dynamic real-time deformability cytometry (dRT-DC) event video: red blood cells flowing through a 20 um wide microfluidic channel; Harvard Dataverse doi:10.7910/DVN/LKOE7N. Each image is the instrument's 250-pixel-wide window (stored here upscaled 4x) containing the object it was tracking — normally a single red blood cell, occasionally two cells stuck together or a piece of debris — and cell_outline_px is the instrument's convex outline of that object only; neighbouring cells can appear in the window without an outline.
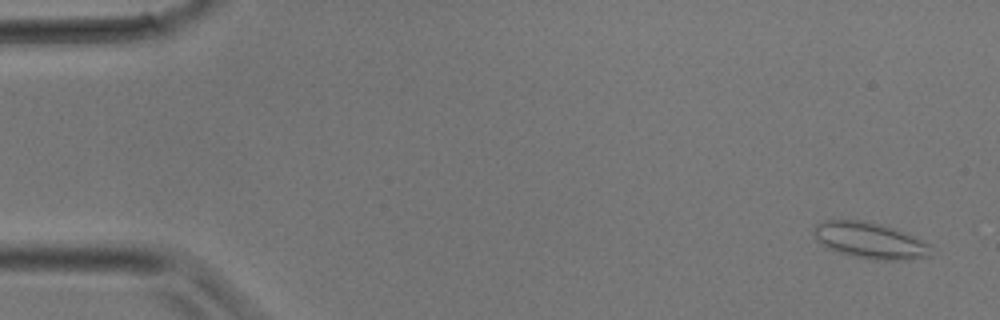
{"species": "common noctule bat (a hibernating species)", "species_latin": "Nyctalus noctula", "temperature_condition": "room temperature", "stored_images_in_passage": 34, "camera_frame_rate_fps": 3000, "um_per_image_px": 0.085, "animal": {"sex": "male", "body_mass_g": 17.9}, "frame": {"image": 1, "passage_image": 2, "time_ms": 0.333, "image_size_px": [1000, 320], "cell_outline_px": [[932, 256], [900, 260], [872, 260], [840, 252], [828, 248], [816, 240], [812, 232], [816, 224], [832, 216], [864, 220], [896, 228], [932, 244]], "centroid_in_image_um": [73.93, 20.39], "position_along_channel_um": 11.1, "area_um2": 25.49}}
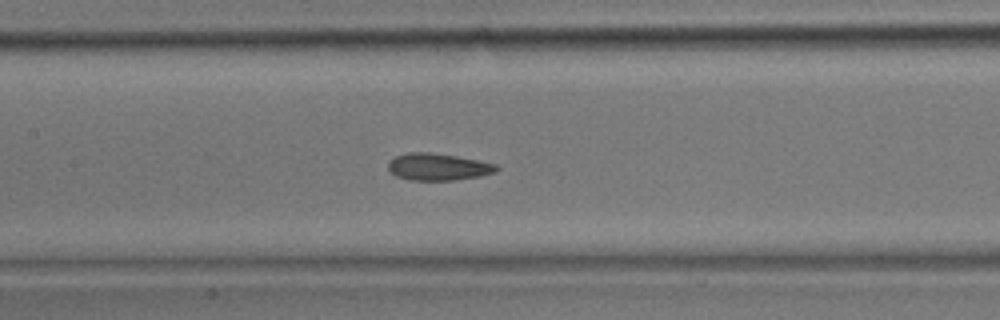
{"frame": {"image": 2, "passage_image": 16, "time_ms": 5.0, "image_size_px": [1000, 320], "cell_outline_px": [[500, 168], [496, 172], [480, 176], [452, 180], [408, 180], [396, 176], [388, 172], [388, 160], [396, 156], [408, 152], [428, 152], [456, 156], [496, 164]], "centroid_in_image_um": [37.19, 14.18], "position_along_channel_um": 170.2, "area_um2": 17.11}}
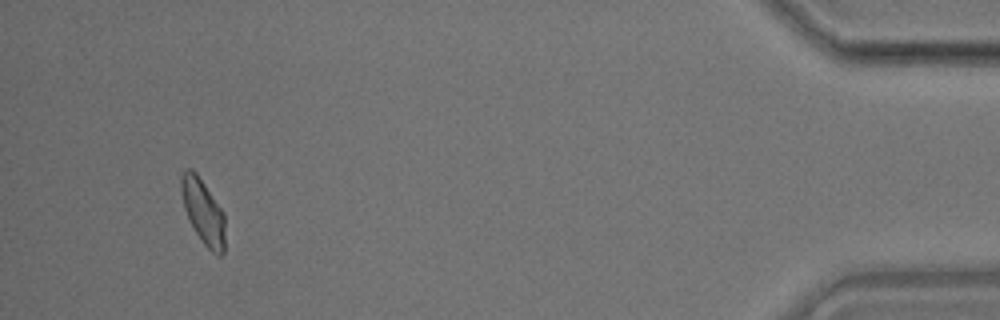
{"frame": {"image": 3, "passage_image": 32, "time_ms": 10.333, "image_size_px": [1000, 320], "cell_outline_px": [[224, 252], [220, 256], [216, 256], [200, 240], [184, 208], [180, 188], [180, 176], [188, 168], [192, 168], [196, 172], [224, 212]], "centroid_in_image_um": [17.27, 17.98], "position_along_channel_um": 417.9, "area_um2": 16.47}}